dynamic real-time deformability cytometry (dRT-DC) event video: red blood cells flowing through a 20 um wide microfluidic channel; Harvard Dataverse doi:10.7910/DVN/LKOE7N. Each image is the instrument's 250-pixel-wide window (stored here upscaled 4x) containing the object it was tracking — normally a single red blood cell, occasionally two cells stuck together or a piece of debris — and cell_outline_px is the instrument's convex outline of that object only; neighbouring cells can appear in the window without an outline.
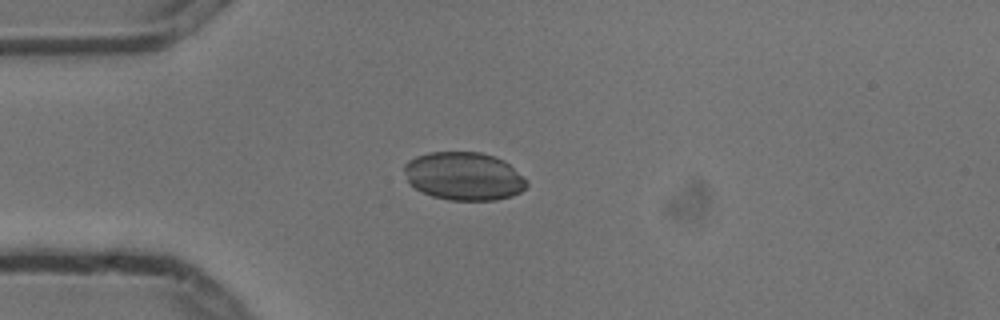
{"species": "common noctule bat (a hibernating species)", "species_latin": "Nyctalus noctula", "temperature_condition": "cold", "stored_images_in_passage": 6, "camera_frame_rate_fps": 3000, "um_per_image_px": 0.085, "animal": {"sex": "male", "body_mass_g": 13.3}, "frame": {"image": 1, "passage_image": 3, "time_ms": 0.667, "image_size_px": [1000, 320], "cell_outline_px": [[528, 184], [520, 192], [512, 196], [496, 200], [448, 200], [432, 196], [408, 184], [404, 168], [404, 164], [408, 160], [416, 156], [428, 152], [480, 152], [496, 156], [504, 160], [528, 180]], "centroid_in_image_um": [39.43, 14.97], "position_along_channel_um": 45.6, "area_um2": 34.56}}
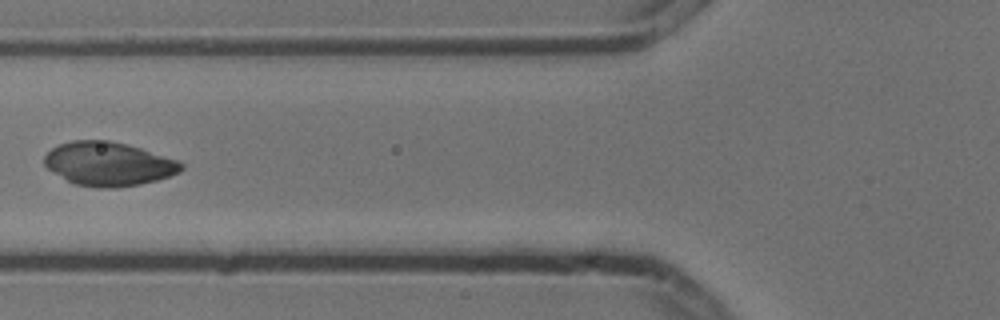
{"frame": {"image": 2, "passage_image": 5, "time_ms": 1.333, "image_size_px": [1000, 320], "cell_outline_px": [[184, 168], [180, 172], [156, 180], [140, 184], [116, 188], [96, 188], [76, 184], [68, 180], [48, 168], [44, 164], [44, 156], [52, 148], [60, 144], [72, 140], [108, 140], [128, 144], [176, 160], [184, 164]], "centroid_in_image_um": [9.23, 13.93], "position_along_channel_um": 116.6, "area_um2": 34.68}}
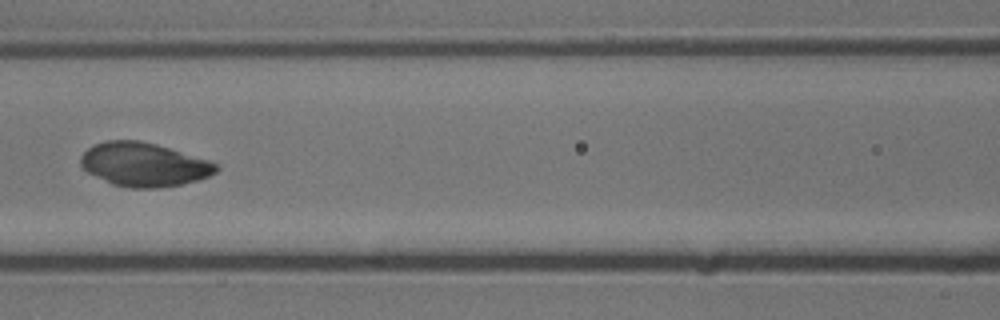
{"frame": {"image": 3, "passage_image": 6, "time_ms": 1.667, "image_size_px": [1000, 320], "cell_outline_px": [[220, 168], [216, 172], [200, 180], [180, 184], [156, 188], [132, 188], [112, 184], [88, 172], [80, 164], [80, 156], [92, 144], [104, 140], [140, 140], [156, 144], [208, 160], [220, 164]], "centroid_in_image_um": [12.23, 13.97], "position_along_channel_um": 154.4, "area_um2": 34.56}}